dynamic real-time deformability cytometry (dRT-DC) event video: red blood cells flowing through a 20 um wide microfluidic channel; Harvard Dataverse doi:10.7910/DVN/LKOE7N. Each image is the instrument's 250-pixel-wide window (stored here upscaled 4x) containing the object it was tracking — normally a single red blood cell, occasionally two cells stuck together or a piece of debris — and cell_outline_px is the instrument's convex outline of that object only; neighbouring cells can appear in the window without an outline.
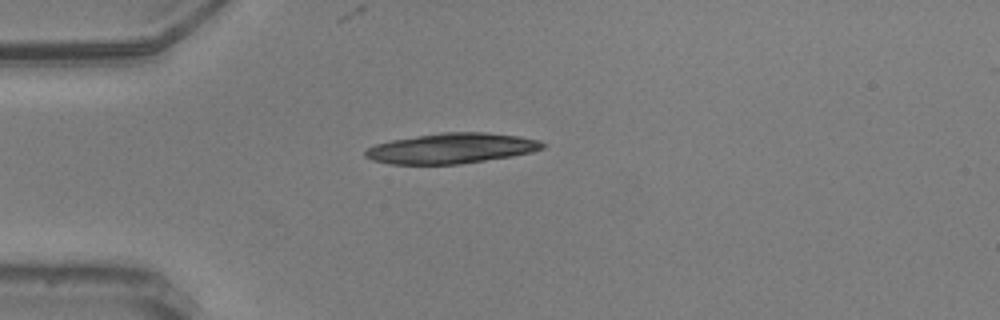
{"species": "common noctule bat (a hibernating species)", "species_latin": "Nyctalus noctula", "temperature_condition": "warm", "stored_images_in_passage": 42, "camera_frame_rate_fps": 3000, "um_per_image_px": 0.085, "animal": {"sex": "male", "body_mass_g": 20.5, "forearm_length_mm": 52.5}, "frame": {"image": 1, "passage_image": 1, "time_ms": 0.0, "image_size_px": [1000, 320], "cell_outline_px": [[544, 144], [540, 148], [508, 156], [452, 164], [396, 164], [376, 160], [368, 156], [364, 152], [380, 144], [396, 140], [420, 136], [456, 132], [476, 132], [512, 136], [532, 140]], "centroid_in_image_um": [38.31, 12.62], "position_along_channel_um": 46.7, "area_um2": 28.96}}
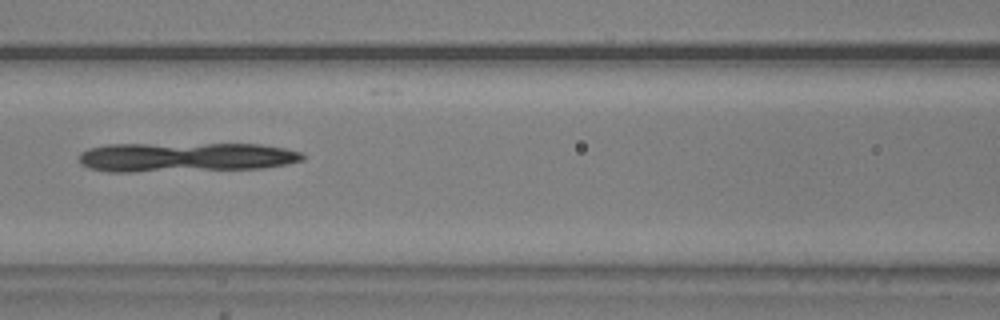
{"frame": {"image": 2, "passage_image": 11, "time_ms": 3.333, "image_size_px": [1000, 320], "cell_outline_px": [[304, 156], [300, 160], [280, 164], [248, 168], [96, 168], [84, 164], [80, 160], [80, 156], [84, 152], [92, 148], [128, 144], [248, 144], [280, 148], [296, 152]], "centroid_in_image_um": [15.9, 13.28], "position_along_channel_um": 150.7, "area_um2": 33.99}}
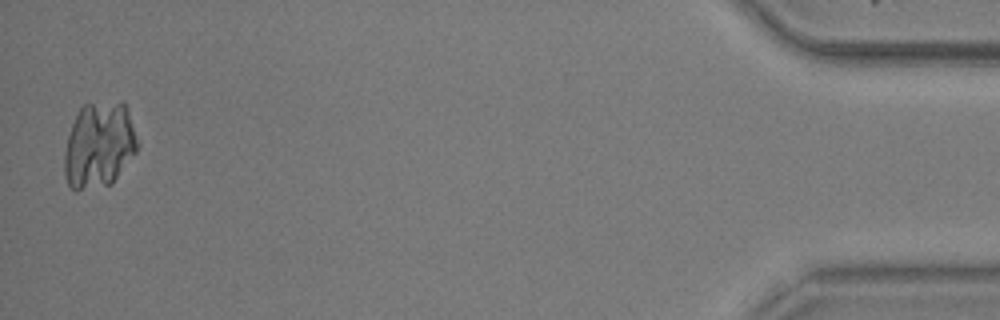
{"frame": {"image": 3, "passage_image": 41, "time_ms": 13.333, "image_size_px": [1000, 320], "cell_outline_px": [[136, 152], [112, 180], [108, 184], [80, 188], [72, 188], [68, 184], [64, 168], [64, 164], [68, 140], [76, 116], [80, 108], [88, 104], [124, 104], [136, 144]], "centroid_in_image_um": [8.38, 12.35], "position_along_channel_um": 426.8, "area_um2": 34.04}}